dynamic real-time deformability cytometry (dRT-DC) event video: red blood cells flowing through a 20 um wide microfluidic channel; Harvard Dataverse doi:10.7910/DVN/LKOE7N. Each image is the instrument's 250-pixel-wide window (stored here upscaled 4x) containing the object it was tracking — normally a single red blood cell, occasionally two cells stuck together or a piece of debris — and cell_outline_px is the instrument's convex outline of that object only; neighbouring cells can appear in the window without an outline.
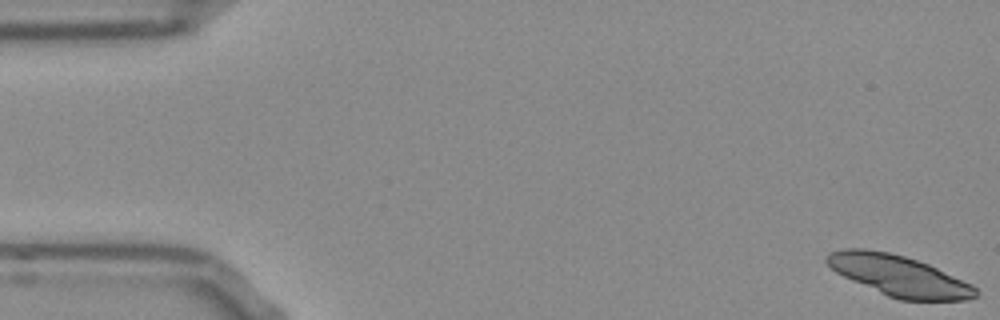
{"species": "Egyptian fruit bat (a non-hibernating species)", "species_latin": "Rousettus aegyptiacus", "temperature_condition": "room temperature", "stored_images_in_passage": 41, "camera_frame_rate_fps": 3000, "um_per_image_px": 0.085, "frame": {"image": 1, "passage_image": 1, "time_ms": 0.0, "image_size_px": [1000, 320], "cell_outline_px": [[980, 292], [976, 296], [968, 300], [900, 300], [888, 296], [852, 280], [836, 272], [824, 260], [824, 256], [828, 252], [844, 248], [864, 248], [888, 252], [904, 256], [928, 264], [972, 284]], "centroid_in_image_um": [76.39, 23.42], "position_along_channel_um": 8.6, "area_um2": 35.2}}
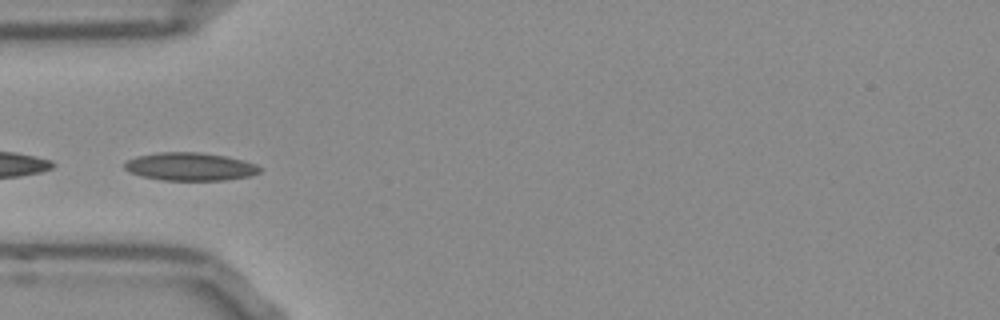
{"frame": {"image": 2, "passage_image": 17, "time_ms": 5.333, "image_size_px": [1000, 320], "cell_outline_px": [[260, 172], [248, 176], [224, 180], [160, 180], [140, 176], [128, 172], [124, 168], [124, 164], [128, 160], [136, 156], [156, 152], [200, 152], [228, 156], [244, 160], [256, 164], [260, 168]], "centroid_in_image_um": [16.12, 14.15], "position_along_channel_um": 68.9, "area_um2": 22.25}}
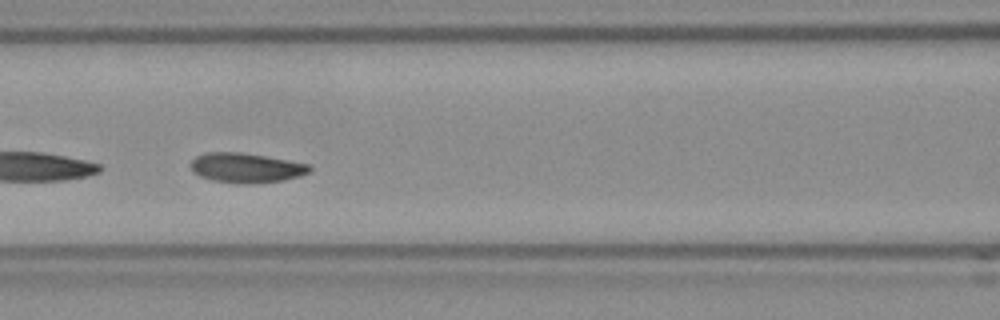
{"frame": {"image": 3, "passage_image": 23, "time_ms": 7.333, "image_size_px": [1000, 320], "cell_outline_px": [[312, 172], [300, 176], [284, 180], [252, 184], [236, 184], [212, 180], [200, 176], [192, 172], [188, 164], [196, 156], [204, 152], [240, 152], [312, 164]], "centroid_in_image_um": [20.92, 14.27], "position_along_channel_um": 145.7, "area_um2": 21.04}, "authors_computed_cell_mechanics": {"area_um2": 21.4438, "velocity_mm_per_s": 3.7979, "shape_relaxation_time_tau1_ms": 2.4911, "shape_relaxation_time_tau2_ms": null, "deformation_change_tau1": 0.064, "deformation_change_tau2": null}}